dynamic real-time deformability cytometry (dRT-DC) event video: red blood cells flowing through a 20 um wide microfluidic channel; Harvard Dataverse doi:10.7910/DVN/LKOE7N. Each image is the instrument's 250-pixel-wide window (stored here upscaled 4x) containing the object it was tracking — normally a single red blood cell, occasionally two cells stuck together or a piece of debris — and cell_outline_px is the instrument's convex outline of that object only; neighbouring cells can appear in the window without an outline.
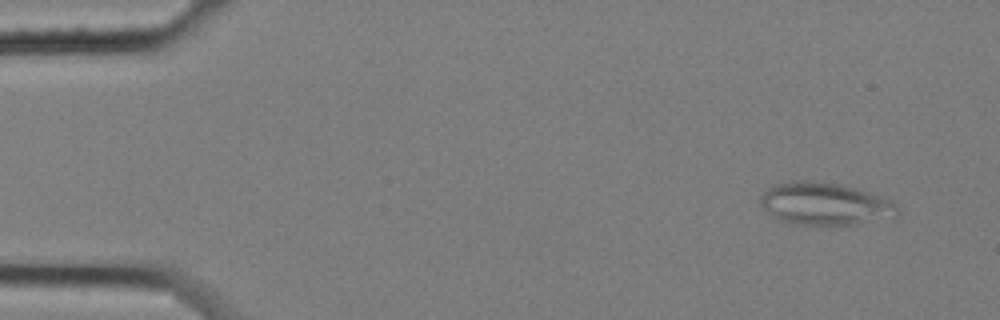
{"species": "common noctule bat (a hibernating species)", "species_latin": "Nyctalus noctula", "temperature_condition": "cold", "stored_images_in_passage": 5, "camera_frame_rate_fps": 3000, "um_per_image_px": 0.085, "animal": {"sex": "female", "body_mass_g": 25.1}, "frame": {"image": 1, "passage_image": 1, "time_ms": 0.0, "image_size_px": [1000, 320], "cell_outline_px": [[900, 212], [896, 216], [856, 224], [796, 224], [776, 220], [760, 204], [760, 196], [772, 184], [792, 180], [812, 180], [840, 184], [856, 188], [884, 196], [892, 200]], "centroid_in_image_um": [70.1, 17.3], "position_along_channel_um": 14.9, "area_um2": 34.16}}